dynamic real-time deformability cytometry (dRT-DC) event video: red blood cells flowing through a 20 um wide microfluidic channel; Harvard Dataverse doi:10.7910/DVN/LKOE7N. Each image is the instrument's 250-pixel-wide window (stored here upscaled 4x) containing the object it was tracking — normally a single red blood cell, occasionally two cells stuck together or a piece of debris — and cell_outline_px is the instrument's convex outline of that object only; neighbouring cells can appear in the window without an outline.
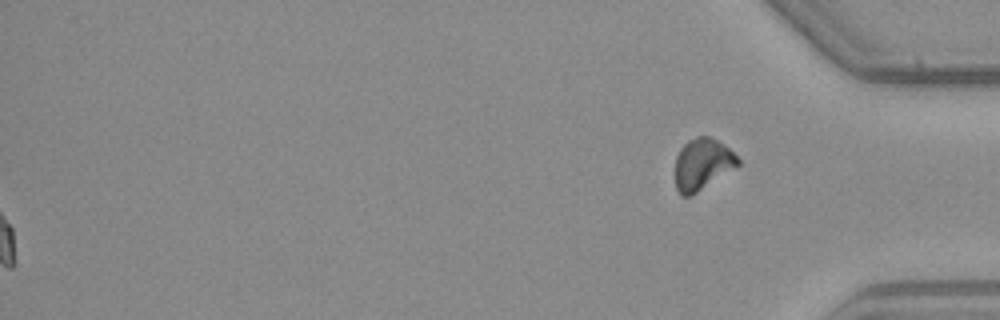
{"species": "common noctule bat (a hibernating species)", "species_latin": "Nyctalus noctula", "temperature_condition": "warm", "stored_images_in_passage": 51, "segment_of_instrument_passage": [2, 2], "camera_frame_rate_fps": 3000, "um_per_image_px": 0.085, "animal": {"sex": "male", "body_mass_g": 23.1, "forearm_length_mm": 52.7}, "frame": {"image": 1, "passage_image": 51, "time_ms": 16.667, "image_size_px": [1000, 320], "cell_outline_px": [[740, 164], [692, 196], [680, 196], [676, 188], [676, 156], [680, 148], [688, 140], [696, 136], [708, 136], [716, 140], [728, 148], [740, 160]], "centroid_in_image_um": [59.68, 13.97], "position_along_channel_um": 375.5, "area_um2": 18.67}}